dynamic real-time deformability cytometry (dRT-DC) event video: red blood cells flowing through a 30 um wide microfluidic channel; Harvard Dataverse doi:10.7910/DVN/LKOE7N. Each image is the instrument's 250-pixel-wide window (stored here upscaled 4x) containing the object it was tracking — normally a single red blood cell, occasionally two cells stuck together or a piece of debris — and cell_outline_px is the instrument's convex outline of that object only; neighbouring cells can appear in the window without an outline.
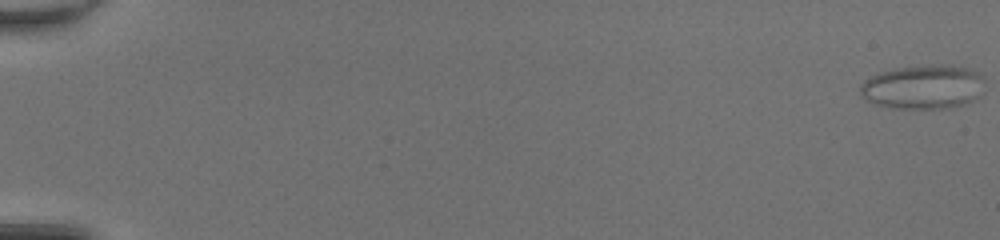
{"species": "common noctule bat (a hibernating species)", "species_latin": "Nyctalus noctula", "temperature_condition": "room temperature", "stored_images_in_passage": 51, "camera_frame_rate_fps": 3000, "um_per_image_px": 0.085, "animal": {"sex": "female", "body_mass_g": 20.0, "forearm_length_mm": 54.0}, "frame": {"image": 1, "passage_image": 1, "time_ms": 0.0, "image_size_px": [1000, 240], "cell_outline_px": [[984, 92], [976, 100], [964, 104], [948, 108], [892, 108], [876, 104], [860, 96], [860, 84], [868, 76], [880, 72], [896, 68], [928, 64], [952, 64], [968, 68], [980, 72], [984, 76]], "centroid_in_image_um": [78.52, 7.37], "position_along_channel_um": 6.5, "area_um2": 32.83}}
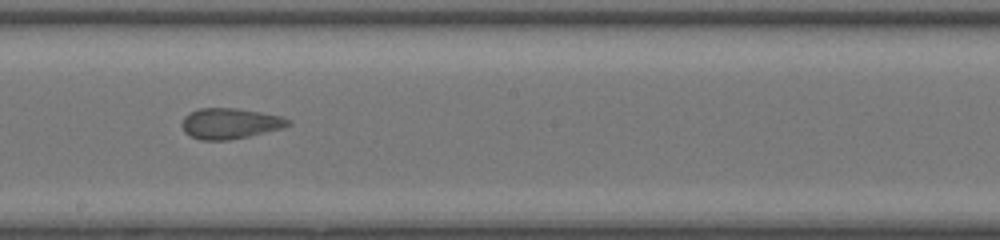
{"frame": {"image": 2, "passage_image": 31, "time_ms": 10.0, "image_size_px": [1000, 240], "cell_outline_px": [[292, 124], [284, 128], [248, 136], [228, 140], [200, 140], [184, 132], [180, 124], [184, 116], [200, 108], [236, 108], [260, 112], [280, 116], [292, 120]], "centroid_in_image_um": [19.56, 10.5], "position_along_channel_um": 228.6, "area_um2": 19.02}}
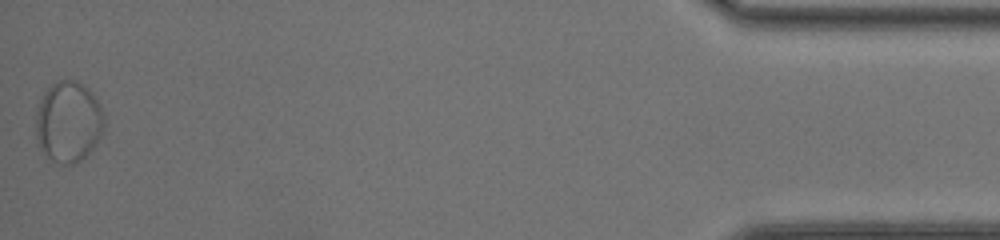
{"frame": {"image": 3, "passage_image": 51, "time_ms": 16.667, "image_size_px": [1000, 240], "cell_outline_px": [[104, 128], [92, 148], [76, 164], [60, 164], [52, 160], [36, 144], [36, 112], [40, 100], [44, 92], [52, 84], [60, 80], [76, 80], [88, 88], [92, 92], [104, 116]], "centroid_in_image_um": [5.79, 10.35], "position_along_channel_um": 429.4, "area_um2": 32.08}}